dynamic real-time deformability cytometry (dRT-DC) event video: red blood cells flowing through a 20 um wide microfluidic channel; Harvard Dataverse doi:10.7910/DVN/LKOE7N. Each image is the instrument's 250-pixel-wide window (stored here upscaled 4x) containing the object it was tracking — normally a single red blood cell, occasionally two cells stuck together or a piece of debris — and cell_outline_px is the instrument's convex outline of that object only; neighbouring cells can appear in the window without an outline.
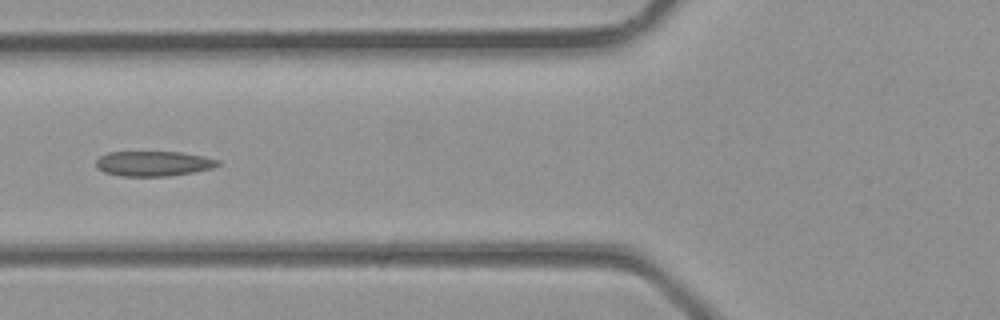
{"species": "common noctule bat (a hibernating species)", "species_latin": "Nyctalus noctula", "temperature_condition": "room temperature", "stored_images_in_passage": 4, "camera_frame_rate_fps": 3000, "um_per_image_px": 0.085, "animal": {"sex": "male", "body_mass_g": 23.1, "forearm_length_mm": 52.7}, "frame": {"image": 1, "passage_image": 4, "time_ms": 1.0, "image_size_px": [1000, 320], "cell_outline_px": [[220, 164], [212, 168], [192, 172], [168, 176], [120, 176], [104, 172], [96, 168], [96, 160], [100, 156], [108, 152], [184, 152], [204, 156], [220, 160]], "centroid_in_image_um": [13.04, 13.9], "position_along_channel_um": 112.8, "area_um2": 17.86}}